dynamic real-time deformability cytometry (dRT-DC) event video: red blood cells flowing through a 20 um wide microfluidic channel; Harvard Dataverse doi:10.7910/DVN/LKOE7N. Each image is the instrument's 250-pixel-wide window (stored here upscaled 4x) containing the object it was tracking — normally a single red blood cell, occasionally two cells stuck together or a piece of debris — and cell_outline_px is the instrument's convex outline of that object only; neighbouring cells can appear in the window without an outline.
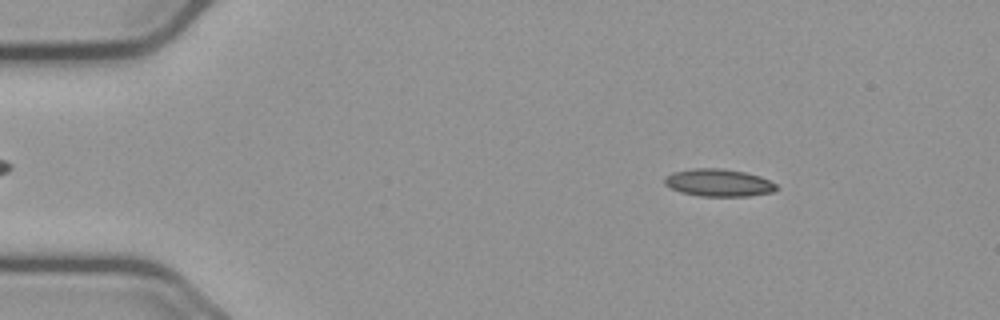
{"species": "common noctule bat (a hibernating species)", "species_latin": "Nyctalus noctula", "temperature_condition": "cold", "stored_images_in_passage": 56, "camera_frame_rate_fps": 3000, "um_per_image_px": 0.085, "animal": {"sex": "male", "body_mass_g": 23.1, "forearm_length_mm": 52.7}, "frame": {"image": 1, "passage_image": 8, "time_ms": 2.333, "image_size_px": [1000, 320], "cell_outline_px": [[780, 188], [772, 192], [748, 196], [700, 196], [680, 192], [664, 184], [664, 176], [672, 172], [696, 168], [720, 168], [744, 172], [760, 176], [776, 184]], "centroid_in_image_um": [61.07, 15.53], "position_along_channel_um": 23.9, "area_um2": 17.92}}
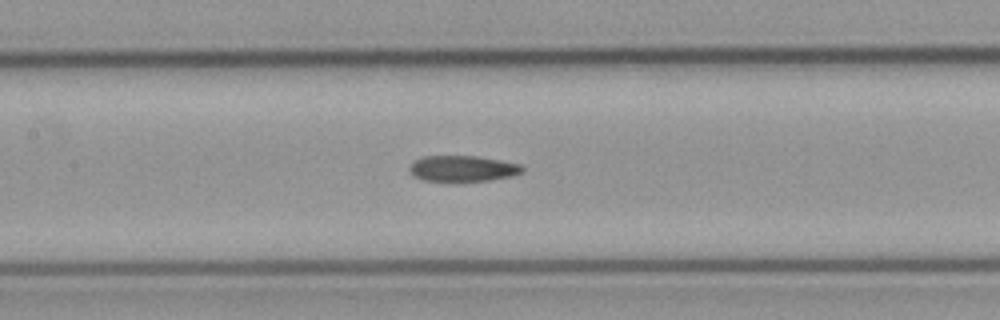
{"frame": {"image": 2, "passage_image": 26, "time_ms": 8.333, "image_size_px": [1000, 320], "cell_outline_px": [[524, 172], [512, 176], [488, 180], [424, 180], [412, 176], [408, 168], [416, 160], [424, 156], [476, 156], [500, 160], [520, 164], [524, 168]], "centroid_in_image_um": [39.34, 14.31], "position_along_channel_um": 168.1, "area_um2": 16.76}}
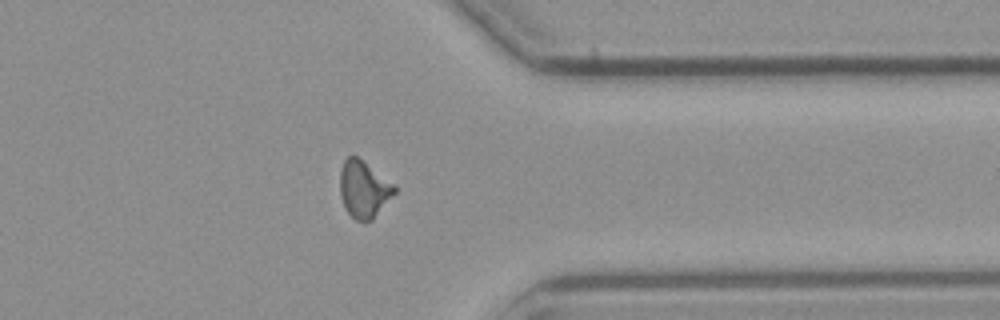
{"frame": {"image": 3, "passage_image": 44, "time_ms": 14.333, "image_size_px": [1000, 320], "cell_outline_px": [[396, 192], [372, 220], [356, 220], [344, 208], [340, 196], [340, 168], [344, 160], [352, 152], [392, 184], [396, 188]], "centroid_in_image_um": [30.87, 16.06], "position_along_channel_um": 380.5, "area_um2": 17.86}, "authors_computed_cell_mechanics": {"area_um2": 17.2533, "velocity_mm_per_s": 3.6747, "shape_relaxation_time_tau1_ms": null, "shape_relaxation_time_tau2_ms": 7.2346, "deformation_change_tau1": null, "deformation_change_tau2": 0.1657}}